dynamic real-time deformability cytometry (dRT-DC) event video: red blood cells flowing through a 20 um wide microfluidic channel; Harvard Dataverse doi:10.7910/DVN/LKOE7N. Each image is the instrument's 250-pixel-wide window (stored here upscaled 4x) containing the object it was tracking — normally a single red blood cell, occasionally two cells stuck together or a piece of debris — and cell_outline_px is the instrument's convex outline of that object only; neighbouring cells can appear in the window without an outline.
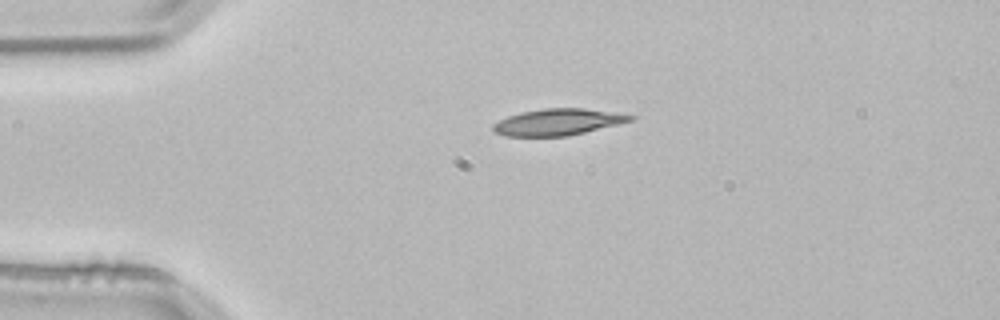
{"species": "common noctule bat (a hibernating species)", "species_latin": "Nyctalus noctula", "temperature_condition": "room temperature", "stored_images_in_passage": 2, "camera_frame_rate_fps": 3000, "um_per_image_px": 0.085, "animal": {"sex": "male", "body_mass_g": 21.5, "forearm_length_mm": 52.0}, "frame": {"image": 1, "passage_image": 1, "time_ms": 0.0, "image_size_px": [1000, 320], "cell_outline_px": [[636, 116], [632, 120], [568, 136], [504, 136], [496, 132], [492, 128], [492, 124], [508, 116], [520, 112], [544, 108], [584, 108], [612, 112]], "centroid_in_image_um": [47.37, 10.37], "position_along_channel_um": 37.6, "area_um2": 20.92}}